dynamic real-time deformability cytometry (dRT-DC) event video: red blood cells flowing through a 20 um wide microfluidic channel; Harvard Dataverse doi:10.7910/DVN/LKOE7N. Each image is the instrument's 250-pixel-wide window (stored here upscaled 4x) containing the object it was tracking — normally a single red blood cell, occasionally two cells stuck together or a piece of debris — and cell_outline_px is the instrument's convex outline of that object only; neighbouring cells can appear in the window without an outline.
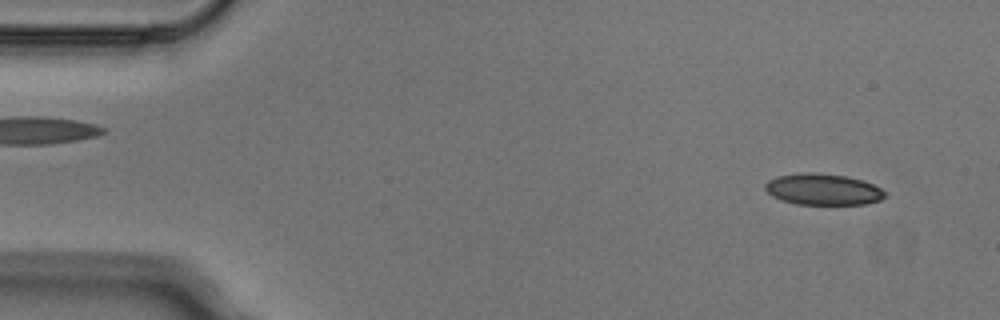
{"species": "Egyptian fruit bat (a non-hibernating species)", "species_latin": "Rousettus aegyptiacus", "temperature_condition": "cold", "stored_images_in_passage": 5, "camera_frame_rate_fps": 3000, "um_per_image_px": 0.085, "animal": {"sex": "male"}, "frame": {"image": 1, "passage_image": 1, "time_ms": 0.0, "image_size_px": [1000, 320], "cell_outline_px": [[888, 196], [880, 200], [864, 204], [796, 204], [780, 200], [772, 196], [764, 188], [764, 184], [768, 180], [776, 176], [804, 172], [812, 172], [848, 176], [864, 180], [888, 192]], "centroid_in_image_um": [69.97, 16.09], "position_along_channel_um": 15.0, "area_um2": 22.14}}